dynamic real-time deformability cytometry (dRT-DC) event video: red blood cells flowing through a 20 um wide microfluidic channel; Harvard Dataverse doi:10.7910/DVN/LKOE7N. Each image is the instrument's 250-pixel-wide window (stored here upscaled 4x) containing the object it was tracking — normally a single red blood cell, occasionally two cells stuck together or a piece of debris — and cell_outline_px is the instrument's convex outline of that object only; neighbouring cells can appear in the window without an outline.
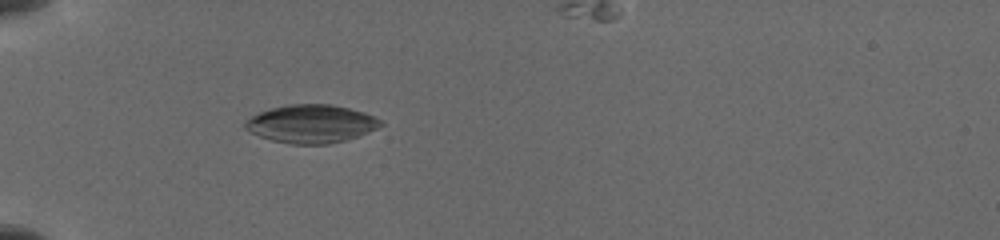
{"species": "common noctule bat (a hibernating species)", "species_latin": "Nyctalus noctula", "temperature_condition": "cold", "stored_images_in_passage": 2, "camera_frame_rate_fps": 3000, "um_per_image_px": 0.085, "animal": {"sex": "female", "body_mass_g": 19.5, "forearm_length_mm": 54.1}, "frame": {"image": 1, "passage_image": 2, "time_ms": 1.0, "image_size_px": [1000, 240], "cell_outline_px": [[384, 124], [376, 128], [356, 136], [344, 140], [328, 144], [292, 144], [272, 140], [260, 136], [244, 128], [244, 124], [252, 116], [260, 112], [272, 108], [292, 104], [328, 104], [348, 108], [364, 112], [380, 120]], "centroid_in_image_um": [26.44, 10.52], "position_along_channel_um": 58.6, "area_um2": 29.54}}